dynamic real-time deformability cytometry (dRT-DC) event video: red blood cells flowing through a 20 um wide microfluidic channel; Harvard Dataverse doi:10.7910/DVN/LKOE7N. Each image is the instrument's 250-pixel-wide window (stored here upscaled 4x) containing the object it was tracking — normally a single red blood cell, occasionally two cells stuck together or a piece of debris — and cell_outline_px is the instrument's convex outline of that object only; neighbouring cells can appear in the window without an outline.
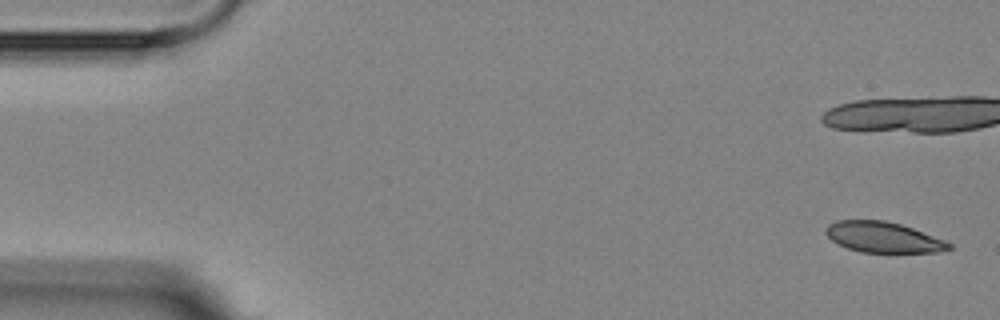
{"species": "Egyptian fruit bat (a non-hibernating species)", "species_latin": "Rousettus aegyptiacus", "temperature_condition": "room temperature", "stored_images_in_passage": 7, "camera_frame_rate_fps": 3000, "um_per_image_px": 0.085, "animal": {"sex": "female"}, "frame": {"image": 1, "passage_image": 1, "time_ms": 0.0, "image_size_px": [1000, 320], "cell_outline_px": [[952, 248], [936, 252], [860, 252], [836, 244], [824, 232], [824, 228], [828, 224], [836, 220], [884, 220], [900, 224], [912, 228], [944, 240], [952, 244]], "centroid_in_image_um": [75.02, 20.16], "position_along_channel_um": 10.0, "area_um2": 21.91}}